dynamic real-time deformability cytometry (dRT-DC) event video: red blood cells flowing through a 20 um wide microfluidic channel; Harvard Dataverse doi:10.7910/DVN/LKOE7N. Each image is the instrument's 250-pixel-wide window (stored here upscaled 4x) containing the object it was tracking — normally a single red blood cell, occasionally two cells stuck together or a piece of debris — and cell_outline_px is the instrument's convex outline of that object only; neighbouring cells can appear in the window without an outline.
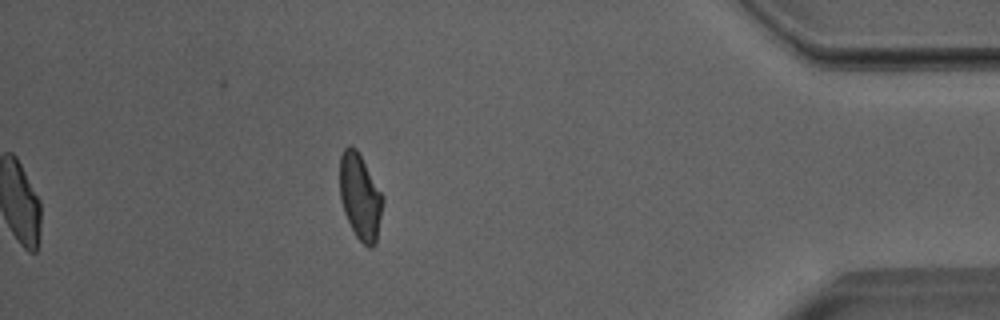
{"species": "Egyptian fruit bat (a non-hibernating species)", "species_latin": "Rousettus aegyptiacus", "temperature_condition": "room temperature", "stored_images_in_passage": 44, "camera_frame_rate_fps": 3000, "um_per_image_px": 0.085, "animal": {"sex": "male"}, "frame": {"image": 1, "passage_image": 44, "time_ms": 14.333, "image_size_px": [1000, 320], "cell_outline_px": [[384, 200], [376, 244], [372, 248], [368, 248], [356, 236], [344, 212], [340, 200], [340, 156], [344, 148], [348, 144], [352, 144], [356, 148], [384, 196]], "centroid_in_image_um": [30.62, 16.71], "position_along_channel_um": 404.6, "area_um2": 21.68}, "authors_computed_cell_mechanics": {"area_um2": 22.6865, "velocity_mm_per_s": 4.0136, "shape_relaxation_time_tau1_ms": 7.1233, "shape_relaxation_time_tau2_ms": 1.3419, "deformation_change_tau1": 0.1654, "deformation_change_tau2": 0.0888}}